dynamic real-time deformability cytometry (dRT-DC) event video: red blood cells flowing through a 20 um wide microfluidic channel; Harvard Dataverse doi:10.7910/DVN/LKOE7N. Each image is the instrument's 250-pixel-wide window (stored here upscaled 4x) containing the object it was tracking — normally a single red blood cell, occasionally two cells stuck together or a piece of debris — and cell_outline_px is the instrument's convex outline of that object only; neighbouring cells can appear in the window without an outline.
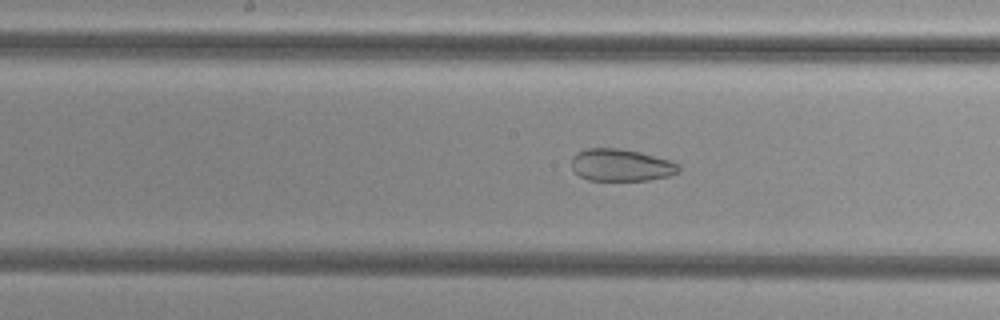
{"species": "common noctule bat (a hibernating species)", "species_latin": "Nyctalus noctula", "temperature_condition": "cold", "stored_images_in_passage": 38, "camera_frame_rate_fps": 3000, "um_per_image_px": 0.085, "animal": {"sex": "female", "body_mass_g": 29.2, "forearm_length_mm": 56.3}, "frame": {"image": 1, "passage_image": 12, "time_ms": 3.667, "image_size_px": [1000, 320], "cell_outline_px": [[680, 172], [668, 176], [648, 180], [588, 180], [580, 176], [572, 168], [572, 156], [576, 152], [588, 148], [620, 148], [640, 152], [668, 160], [680, 164]], "centroid_in_image_um": [52.79, 14.03], "position_along_channel_um": 195.4, "area_um2": 20.11}}
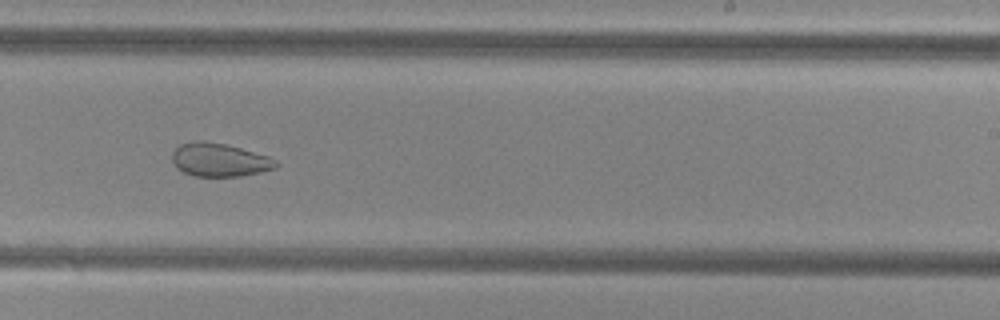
{"frame": {"image": 2, "passage_image": 18, "time_ms": 5.667, "image_size_px": [1000, 320], "cell_outline_px": [[280, 164], [276, 168], [260, 172], [240, 176], [196, 176], [184, 172], [172, 160], [172, 152], [180, 144], [196, 140], [204, 140], [228, 144], [268, 156], [276, 160]], "centroid_in_image_um": [18.68, 13.57], "position_along_channel_um": 270.3, "area_um2": 20.17}}
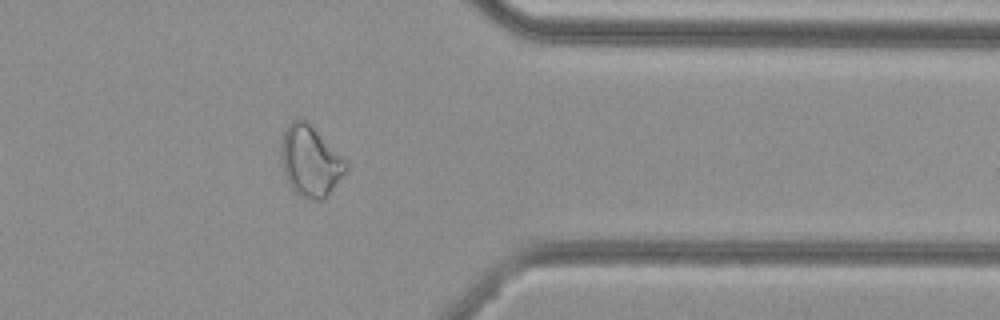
{"frame": {"image": 3, "passage_image": 28, "time_ms": 9.0, "image_size_px": [1000, 320], "cell_outline_px": [[348, 168], [328, 196], [320, 200], [316, 200], [300, 196], [288, 184], [280, 160], [280, 144], [284, 132], [288, 124], [292, 120], [308, 120], [348, 160]], "centroid_in_image_um": [26.39, 13.66], "position_along_channel_um": 385.0, "area_um2": 27.28}}